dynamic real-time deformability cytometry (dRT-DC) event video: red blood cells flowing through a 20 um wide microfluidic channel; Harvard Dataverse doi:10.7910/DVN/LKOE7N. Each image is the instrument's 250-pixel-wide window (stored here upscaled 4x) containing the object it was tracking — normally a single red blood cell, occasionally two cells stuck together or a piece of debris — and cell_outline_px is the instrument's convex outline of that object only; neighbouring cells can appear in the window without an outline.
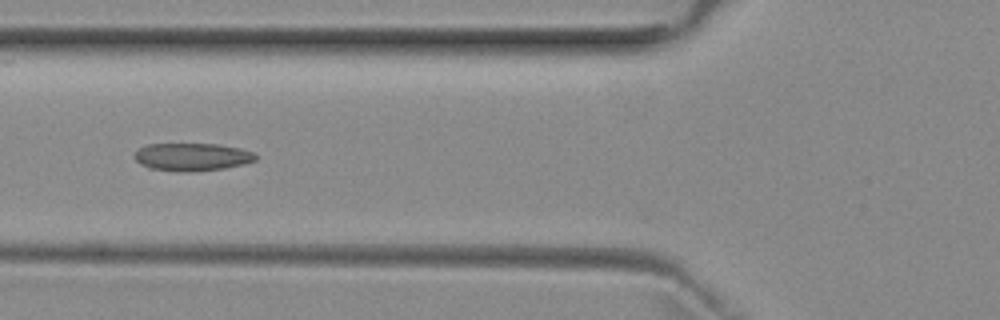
{"species": "common noctule bat (a hibernating species)", "species_latin": "Nyctalus noctula", "temperature_condition": "room temperature", "stored_images_in_passage": 7, "camera_frame_rate_fps": 3000, "um_per_image_px": 0.085, "animal": {"sex": "female", "body_mass_g": 29.2, "forearm_length_mm": 56.3}, "frame": {"image": 1, "passage_image": 4, "time_ms": 3.333, "image_size_px": [1000, 320], "cell_outline_px": [[256, 160], [244, 164], [224, 168], [192, 172], [176, 172], [148, 168], [140, 164], [136, 160], [136, 152], [140, 148], [148, 144], [216, 144], [240, 148], [256, 152]], "centroid_in_image_um": [16.35, 13.35], "position_along_channel_um": 109.4, "area_um2": 19.71}}
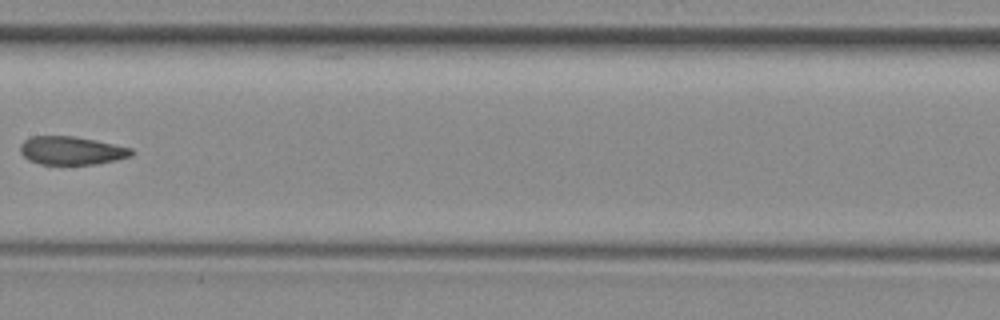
{"frame": {"image": 2, "passage_image": 6, "time_ms": 5.667, "image_size_px": [1000, 320], "cell_outline_px": [[136, 152], [132, 156], [116, 160], [96, 164], [40, 164], [28, 160], [20, 152], [20, 144], [24, 140], [32, 136], [72, 136], [96, 140], [132, 148]], "centroid_in_image_um": [6.09, 12.8], "position_along_channel_um": 201.3, "area_um2": 18.44}}
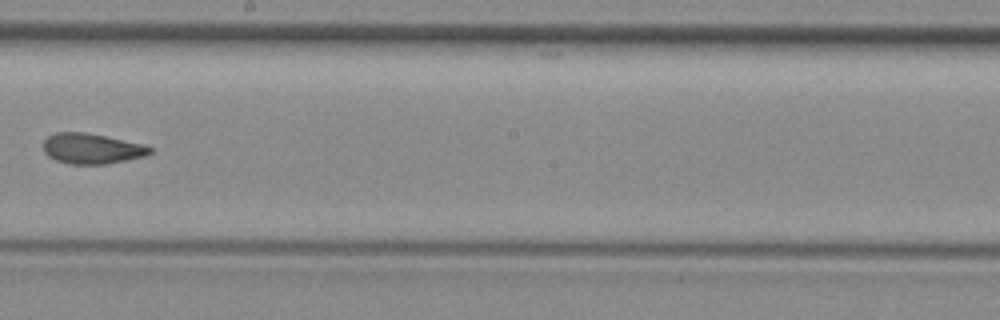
{"frame": {"image": 3, "passage_image": 7, "time_ms": 6.667, "image_size_px": [1000, 320], "cell_outline_px": [[152, 152], [144, 156], [108, 164], [68, 164], [56, 160], [48, 156], [44, 152], [44, 140], [48, 136], [56, 132], [84, 132], [144, 144], [152, 148]], "centroid_in_image_um": [7.79, 12.63], "position_along_channel_um": 240.4, "area_um2": 18.84}}